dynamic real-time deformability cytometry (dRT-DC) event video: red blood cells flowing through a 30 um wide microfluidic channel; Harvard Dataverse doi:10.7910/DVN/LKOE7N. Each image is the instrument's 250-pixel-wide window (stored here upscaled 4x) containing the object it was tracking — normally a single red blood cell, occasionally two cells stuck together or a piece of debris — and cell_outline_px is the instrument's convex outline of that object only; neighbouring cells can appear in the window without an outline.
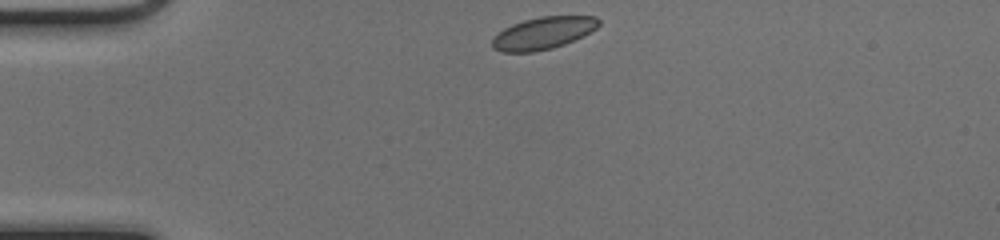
{"species": "common noctule bat (a hibernating species)", "species_latin": "Nyctalus noctula", "temperature_condition": "cold", "stored_images_in_passage": 40, "camera_frame_rate_fps": 3000, "um_per_image_px": 0.085, "animal": {"sex": "female", "body_mass_g": 17.0, "forearm_length_mm": 48.0}, "frame": {"image": 1, "passage_image": 1, "time_ms": 0.0, "image_size_px": [1000, 240], "cell_outline_px": [[600, 24], [596, 28], [584, 36], [564, 44], [552, 48], [532, 52], [500, 52], [492, 48], [492, 36], [504, 28], [512, 24], [524, 20], [540, 16], [596, 16], [600, 20]], "centroid_in_image_um": [46.15, 2.81], "position_along_channel_um": 38.9, "area_um2": 20.17}}
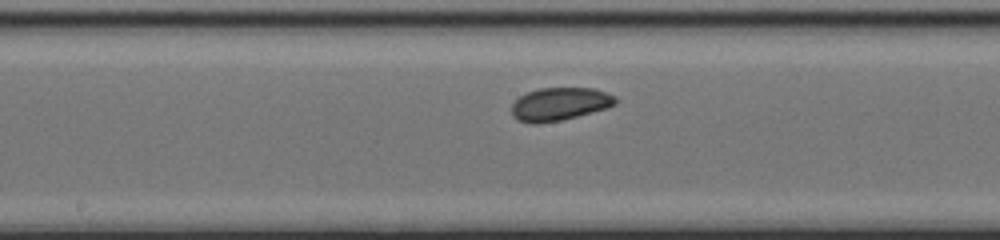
{"frame": {"image": 2, "passage_image": 16, "time_ms": 5.0, "image_size_px": [1000, 240], "cell_outline_px": [[616, 104], [608, 108], [560, 120], [536, 124], [532, 124], [516, 120], [512, 116], [512, 104], [520, 96], [528, 92], [540, 88], [592, 88], [616, 96]], "centroid_in_image_um": [47.55, 8.85], "position_along_channel_um": 200.6, "area_um2": 19.88}}
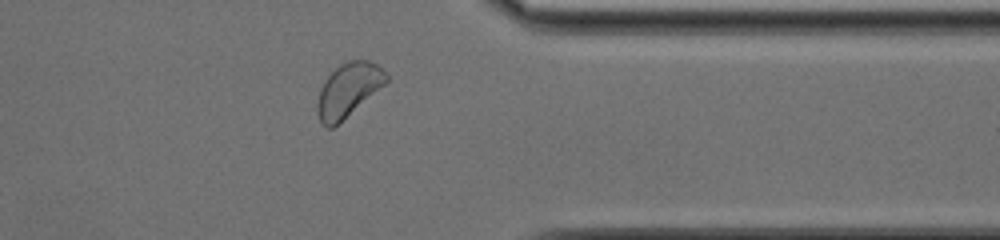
{"frame": {"image": 3, "passage_image": 30, "time_ms": 9.667, "image_size_px": [1000, 240], "cell_outline_px": [[388, 80], [384, 84], [332, 128], [328, 128], [320, 120], [316, 112], [316, 104], [320, 88], [324, 80], [340, 64], [348, 60], [368, 60], [376, 64], [388, 76]], "centroid_in_image_um": [29.56, 7.63], "position_along_channel_um": 381.8, "area_um2": 20.98}, "authors_computed_cell_mechanics": {"area_um2": 20.1722, "velocity_mm_per_s": 4.0437, "shape_relaxation_time_tau1_ms": 2.9443, "shape_relaxation_time_tau2_ms": null, "deformation_change_tau1": 0.0585, "deformation_change_tau2": null}}